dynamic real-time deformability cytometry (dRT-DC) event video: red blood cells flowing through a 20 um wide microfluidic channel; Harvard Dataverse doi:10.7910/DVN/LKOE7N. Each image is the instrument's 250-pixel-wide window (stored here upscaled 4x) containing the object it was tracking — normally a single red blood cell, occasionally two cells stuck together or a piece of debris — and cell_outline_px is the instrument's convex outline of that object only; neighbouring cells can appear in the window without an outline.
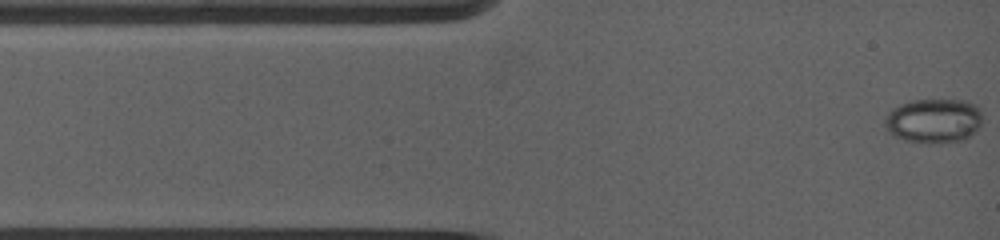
{"species": "common noctule bat (a hibernating species)", "species_latin": "Nyctalus noctula", "temperature_condition": "warm", "stored_images_in_passage": 44, "camera_frame_rate_fps": 5000, "um_per_image_px": 0.085, "animal": {"sex": "female", "body_mass_g": 19.0, "forearm_length_mm": 53.3}, "frame": {"image": 1, "passage_image": 1, "time_ms": 0.0, "image_size_px": [1000, 240], "cell_outline_px": [[980, 124], [964, 140], [932, 144], [928, 144], [904, 140], [892, 136], [888, 132], [884, 124], [884, 120], [888, 112], [892, 108], [900, 104], [912, 100], [960, 100], [976, 104], [980, 108]], "centroid_in_image_um": [79.3, 10.27], "position_along_channel_um": 5.7, "area_um2": 25.37}}
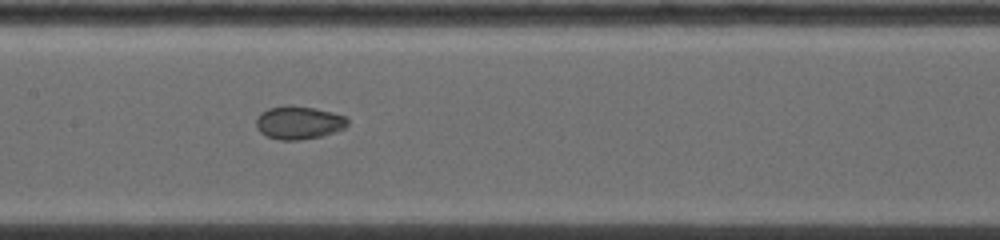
{"frame": {"image": 2, "passage_image": 13, "time_ms": 5.8, "image_size_px": [1000, 240], "cell_outline_px": [[348, 124], [344, 128], [320, 136], [300, 140], [280, 140], [268, 136], [260, 132], [256, 128], [256, 120], [260, 112], [268, 108], [316, 108], [348, 116]], "centroid_in_image_um": [25.41, 10.45], "position_along_channel_um": 182.0, "area_um2": 17.11}}
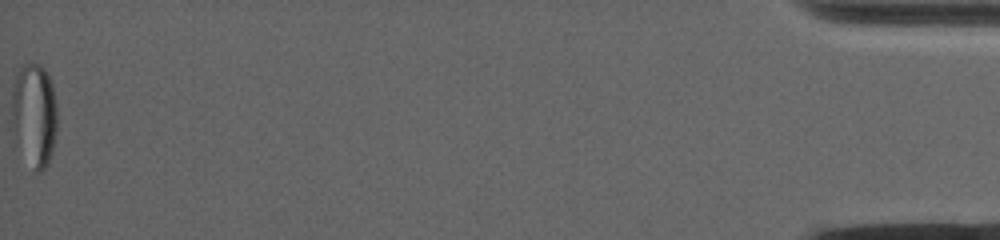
{"frame": {"image": 3, "passage_image": 44, "time_ms": 16.4, "image_size_px": [1000, 240], "cell_outline_px": [[56, 128], [52, 148], [48, 160], [40, 168], [36, 168], [16, 128], [12, 112], [12, 92], [16, 76], [20, 68], [24, 64], [40, 64], [44, 68], [52, 84], [56, 104]], "centroid_in_image_um": [2.96, 9.49], "position_along_channel_um": 432.2, "area_um2": 24.8}, "authors_computed_cell_mechanics": {"area_um2": 21.7039, "velocity_mm_per_s": 3.933, "shape_relaxation_time_tau1_ms": null, "shape_relaxation_time_tau2_ms": 2.4122, "deformation_change_tau1": null, "deformation_change_tau2": 0.0369}}